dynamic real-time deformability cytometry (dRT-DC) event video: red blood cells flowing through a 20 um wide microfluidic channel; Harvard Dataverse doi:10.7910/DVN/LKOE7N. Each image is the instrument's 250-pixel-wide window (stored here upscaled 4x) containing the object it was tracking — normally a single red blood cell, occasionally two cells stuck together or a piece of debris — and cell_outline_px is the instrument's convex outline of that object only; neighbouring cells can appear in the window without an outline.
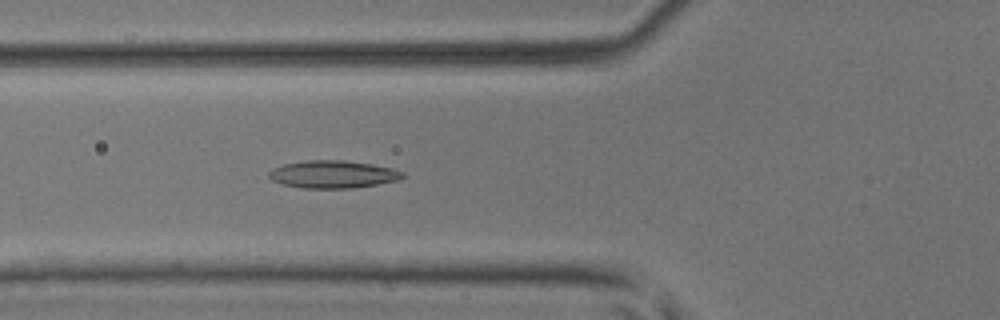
{"species": "common noctule bat (a hibernating species)", "species_latin": "Nyctalus noctula", "temperature_condition": "room temperature", "stored_images_in_passage": 6, "camera_frame_rate_fps": 3000, "um_per_image_px": 0.085, "animal": {"sex": "male", "body_mass_g": 17.9, "forearm_length_mm": 54.2}, "frame": {"image": 1, "passage_image": 6, "time_ms": 5.667, "image_size_px": [1000, 320], "cell_outline_px": [[408, 176], [400, 180], [352, 188], [300, 188], [284, 184], [272, 180], [268, 176], [268, 172], [272, 168], [284, 164], [308, 160], [344, 160], [372, 164], [392, 168], [404, 172]], "centroid_in_image_um": [28.33, 14.81], "position_along_channel_um": 97.5, "area_um2": 21.62}}